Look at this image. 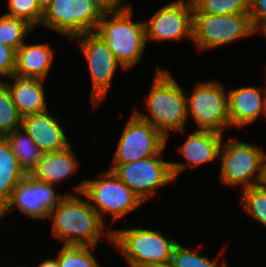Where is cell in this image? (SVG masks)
Masks as SVG:
<instances>
[{
	"mask_svg": "<svg viewBox=\"0 0 266 267\" xmlns=\"http://www.w3.org/2000/svg\"><path fill=\"white\" fill-rule=\"evenodd\" d=\"M26 176L9 142L5 137H0V211L10 200L15 187Z\"/></svg>",
	"mask_w": 266,
	"mask_h": 267,
	"instance_id": "21",
	"label": "cell"
},
{
	"mask_svg": "<svg viewBox=\"0 0 266 267\" xmlns=\"http://www.w3.org/2000/svg\"><path fill=\"white\" fill-rule=\"evenodd\" d=\"M217 259L210 261L207 256H199L196 250L192 252L178 243L173 249L171 263L173 267H228L226 262L219 265Z\"/></svg>",
	"mask_w": 266,
	"mask_h": 267,
	"instance_id": "28",
	"label": "cell"
},
{
	"mask_svg": "<svg viewBox=\"0 0 266 267\" xmlns=\"http://www.w3.org/2000/svg\"><path fill=\"white\" fill-rule=\"evenodd\" d=\"M73 188L88 199L103 221L105 214L110 213L114 222L144 203L112 170L104 171L99 179H85Z\"/></svg>",
	"mask_w": 266,
	"mask_h": 267,
	"instance_id": "5",
	"label": "cell"
},
{
	"mask_svg": "<svg viewBox=\"0 0 266 267\" xmlns=\"http://www.w3.org/2000/svg\"><path fill=\"white\" fill-rule=\"evenodd\" d=\"M16 52L5 44L0 43V76L12 77L15 74ZM0 82H3L0 78Z\"/></svg>",
	"mask_w": 266,
	"mask_h": 267,
	"instance_id": "30",
	"label": "cell"
},
{
	"mask_svg": "<svg viewBox=\"0 0 266 267\" xmlns=\"http://www.w3.org/2000/svg\"><path fill=\"white\" fill-rule=\"evenodd\" d=\"M256 34L249 13L209 15L193 13L192 41L199 51L222 47Z\"/></svg>",
	"mask_w": 266,
	"mask_h": 267,
	"instance_id": "6",
	"label": "cell"
},
{
	"mask_svg": "<svg viewBox=\"0 0 266 267\" xmlns=\"http://www.w3.org/2000/svg\"><path fill=\"white\" fill-rule=\"evenodd\" d=\"M146 98L150 116L135 111L149 122L166 139L172 131L185 132L187 123V98L182 86L168 70L158 69ZM170 132V133H169Z\"/></svg>",
	"mask_w": 266,
	"mask_h": 267,
	"instance_id": "2",
	"label": "cell"
},
{
	"mask_svg": "<svg viewBox=\"0 0 266 267\" xmlns=\"http://www.w3.org/2000/svg\"><path fill=\"white\" fill-rule=\"evenodd\" d=\"M249 15L254 32L266 26V0H250Z\"/></svg>",
	"mask_w": 266,
	"mask_h": 267,
	"instance_id": "31",
	"label": "cell"
},
{
	"mask_svg": "<svg viewBox=\"0 0 266 267\" xmlns=\"http://www.w3.org/2000/svg\"><path fill=\"white\" fill-rule=\"evenodd\" d=\"M132 10L124 3L117 11L102 15L96 30L124 69L141 61L147 45L145 22H134Z\"/></svg>",
	"mask_w": 266,
	"mask_h": 267,
	"instance_id": "3",
	"label": "cell"
},
{
	"mask_svg": "<svg viewBox=\"0 0 266 267\" xmlns=\"http://www.w3.org/2000/svg\"><path fill=\"white\" fill-rule=\"evenodd\" d=\"M260 31V33H263V35L266 37V26L261 27L258 32Z\"/></svg>",
	"mask_w": 266,
	"mask_h": 267,
	"instance_id": "37",
	"label": "cell"
},
{
	"mask_svg": "<svg viewBox=\"0 0 266 267\" xmlns=\"http://www.w3.org/2000/svg\"><path fill=\"white\" fill-rule=\"evenodd\" d=\"M52 233L64 245L95 246L105 236V221L90 205L88 199L65 193L58 205L49 213Z\"/></svg>",
	"mask_w": 266,
	"mask_h": 267,
	"instance_id": "1",
	"label": "cell"
},
{
	"mask_svg": "<svg viewBox=\"0 0 266 267\" xmlns=\"http://www.w3.org/2000/svg\"><path fill=\"white\" fill-rule=\"evenodd\" d=\"M103 15L117 11L128 0H88Z\"/></svg>",
	"mask_w": 266,
	"mask_h": 267,
	"instance_id": "32",
	"label": "cell"
},
{
	"mask_svg": "<svg viewBox=\"0 0 266 267\" xmlns=\"http://www.w3.org/2000/svg\"><path fill=\"white\" fill-rule=\"evenodd\" d=\"M74 39L79 42L80 50L89 66L93 106L99 107L100 102L107 97L117 67L120 66L122 70L124 68L113 55L107 43L96 32L79 35L70 41Z\"/></svg>",
	"mask_w": 266,
	"mask_h": 267,
	"instance_id": "10",
	"label": "cell"
},
{
	"mask_svg": "<svg viewBox=\"0 0 266 267\" xmlns=\"http://www.w3.org/2000/svg\"><path fill=\"white\" fill-rule=\"evenodd\" d=\"M54 51L46 43L24 44L16 51L15 74L19 77L45 79L53 63Z\"/></svg>",
	"mask_w": 266,
	"mask_h": 267,
	"instance_id": "20",
	"label": "cell"
},
{
	"mask_svg": "<svg viewBox=\"0 0 266 267\" xmlns=\"http://www.w3.org/2000/svg\"><path fill=\"white\" fill-rule=\"evenodd\" d=\"M11 149L19 161L22 170L30 175L37 167L44 152L37 146L35 141L21 127L5 136Z\"/></svg>",
	"mask_w": 266,
	"mask_h": 267,
	"instance_id": "22",
	"label": "cell"
},
{
	"mask_svg": "<svg viewBox=\"0 0 266 267\" xmlns=\"http://www.w3.org/2000/svg\"><path fill=\"white\" fill-rule=\"evenodd\" d=\"M105 237L123 254L130 267L171 261L173 249L178 244L173 237L163 236L150 228H109Z\"/></svg>",
	"mask_w": 266,
	"mask_h": 267,
	"instance_id": "4",
	"label": "cell"
},
{
	"mask_svg": "<svg viewBox=\"0 0 266 267\" xmlns=\"http://www.w3.org/2000/svg\"><path fill=\"white\" fill-rule=\"evenodd\" d=\"M95 246L63 245L58 251L60 267H101L93 255Z\"/></svg>",
	"mask_w": 266,
	"mask_h": 267,
	"instance_id": "25",
	"label": "cell"
},
{
	"mask_svg": "<svg viewBox=\"0 0 266 267\" xmlns=\"http://www.w3.org/2000/svg\"><path fill=\"white\" fill-rule=\"evenodd\" d=\"M102 15L88 0H53L43 14L41 25L71 40L96 32Z\"/></svg>",
	"mask_w": 266,
	"mask_h": 267,
	"instance_id": "9",
	"label": "cell"
},
{
	"mask_svg": "<svg viewBox=\"0 0 266 267\" xmlns=\"http://www.w3.org/2000/svg\"><path fill=\"white\" fill-rule=\"evenodd\" d=\"M262 89L264 88L248 86L232 88L227 93L230 127L235 126L239 131L262 115L266 100V89L264 92Z\"/></svg>",
	"mask_w": 266,
	"mask_h": 267,
	"instance_id": "17",
	"label": "cell"
},
{
	"mask_svg": "<svg viewBox=\"0 0 266 267\" xmlns=\"http://www.w3.org/2000/svg\"><path fill=\"white\" fill-rule=\"evenodd\" d=\"M263 149L237 139L222 142L219 150L221 182L241 189L258 185Z\"/></svg>",
	"mask_w": 266,
	"mask_h": 267,
	"instance_id": "7",
	"label": "cell"
},
{
	"mask_svg": "<svg viewBox=\"0 0 266 267\" xmlns=\"http://www.w3.org/2000/svg\"><path fill=\"white\" fill-rule=\"evenodd\" d=\"M224 134L210 131L196 129L183 144L178 147L179 152L184 156V162H170L171 172L174 179L181 172L185 171L186 167L196 168L202 164L219 160V150L222 144Z\"/></svg>",
	"mask_w": 266,
	"mask_h": 267,
	"instance_id": "15",
	"label": "cell"
},
{
	"mask_svg": "<svg viewBox=\"0 0 266 267\" xmlns=\"http://www.w3.org/2000/svg\"><path fill=\"white\" fill-rule=\"evenodd\" d=\"M37 267H60L57 258L46 259L42 261Z\"/></svg>",
	"mask_w": 266,
	"mask_h": 267,
	"instance_id": "34",
	"label": "cell"
},
{
	"mask_svg": "<svg viewBox=\"0 0 266 267\" xmlns=\"http://www.w3.org/2000/svg\"><path fill=\"white\" fill-rule=\"evenodd\" d=\"M262 115H264L266 117V100H265V104H264Z\"/></svg>",
	"mask_w": 266,
	"mask_h": 267,
	"instance_id": "38",
	"label": "cell"
},
{
	"mask_svg": "<svg viewBox=\"0 0 266 267\" xmlns=\"http://www.w3.org/2000/svg\"><path fill=\"white\" fill-rule=\"evenodd\" d=\"M55 185L35 180L27 175L13 190L8 203L0 211V218L17 208L34 220L47 219L65 194L58 195Z\"/></svg>",
	"mask_w": 266,
	"mask_h": 267,
	"instance_id": "13",
	"label": "cell"
},
{
	"mask_svg": "<svg viewBox=\"0 0 266 267\" xmlns=\"http://www.w3.org/2000/svg\"><path fill=\"white\" fill-rule=\"evenodd\" d=\"M32 29L34 27L24 18L3 14L0 17V43L10 46L16 52Z\"/></svg>",
	"mask_w": 266,
	"mask_h": 267,
	"instance_id": "23",
	"label": "cell"
},
{
	"mask_svg": "<svg viewBox=\"0 0 266 267\" xmlns=\"http://www.w3.org/2000/svg\"><path fill=\"white\" fill-rule=\"evenodd\" d=\"M134 267H173L171 261L159 262V263H147L143 265H138Z\"/></svg>",
	"mask_w": 266,
	"mask_h": 267,
	"instance_id": "35",
	"label": "cell"
},
{
	"mask_svg": "<svg viewBox=\"0 0 266 267\" xmlns=\"http://www.w3.org/2000/svg\"><path fill=\"white\" fill-rule=\"evenodd\" d=\"M191 96H187V116L199 126L198 130H210L224 134L230 127L228 95L218 81L198 82Z\"/></svg>",
	"mask_w": 266,
	"mask_h": 267,
	"instance_id": "8",
	"label": "cell"
},
{
	"mask_svg": "<svg viewBox=\"0 0 266 267\" xmlns=\"http://www.w3.org/2000/svg\"><path fill=\"white\" fill-rule=\"evenodd\" d=\"M22 117L19 115L7 84L0 82V137L21 128Z\"/></svg>",
	"mask_w": 266,
	"mask_h": 267,
	"instance_id": "26",
	"label": "cell"
},
{
	"mask_svg": "<svg viewBox=\"0 0 266 267\" xmlns=\"http://www.w3.org/2000/svg\"><path fill=\"white\" fill-rule=\"evenodd\" d=\"M53 0H37L40 9L45 12Z\"/></svg>",
	"mask_w": 266,
	"mask_h": 267,
	"instance_id": "36",
	"label": "cell"
},
{
	"mask_svg": "<svg viewBox=\"0 0 266 267\" xmlns=\"http://www.w3.org/2000/svg\"><path fill=\"white\" fill-rule=\"evenodd\" d=\"M80 162L71 144L60 151L44 153L30 176L35 180L56 185L76 173Z\"/></svg>",
	"mask_w": 266,
	"mask_h": 267,
	"instance_id": "19",
	"label": "cell"
},
{
	"mask_svg": "<svg viewBox=\"0 0 266 267\" xmlns=\"http://www.w3.org/2000/svg\"><path fill=\"white\" fill-rule=\"evenodd\" d=\"M11 79L13 83L4 82L10 90L13 103L21 117L48 110L43 86L44 79L16 75H13Z\"/></svg>",
	"mask_w": 266,
	"mask_h": 267,
	"instance_id": "18",
	"label": "cell"
},
{
	"mask_svg": "<svg viewBox=\"0 0 266 267\" xmlns=\"http://www.w3.org/2000/svg\"><path fill=\"white\" fill-rule=\"evenodd\" d=\"M145 22L146 40L167 41L192 40L193 3L192 0H176L160 7Z\"/></svg>",
	"mask_w": 266,
	"mask_h": 267,
	"instance_id": "14",
	"label": "cell"
},
{
	"mask_svg": "<svg viewBox=\"0 0 266 267\" xmlns=\"http://www.w3.org/2000/svg\"><path fill=\"white\" fill-rule=\"evenodd\" d=\"M243 209L266 227V187L255 185L240 191Z\"/></svg>",
	"mask_w": 266,
	"mask_h": 267,
	"instance_id": "27",
	"label": "cell"
},
{
	"mask_svg": "<svg viewBox=\"0 0 266 267\" xmlns=\"http://www.w3.org/2000/svg\"><path fill=\"white\" fill-rule=\"evenodd\" d=\"M109 170L124 182L142 201L148 200L156 190L174 181L171 163L154 155L129 163H113Z\"/></svg>",
	"mask_w": 266,
	"mask_h": 267,
	"instance_id": "11",
	"label": "cell"
},
{
	"mask_svg": "<svg viewBox=\"0 0 266 267\" xmlns=\"http://www.w3.org/2000/svg\"><path fill=\"white\" fill-rule=\"evenodd\" d=\"M258 185L266 187V153L263 151L262 161H261V174L260 181Z\"/></svg>",
	"mask_w": 266,
	"mask_h": 267,
	"instance_id": "33",
	"label": "cell"
},
{
	"mask_svg": "<svg viewBox=\"0 0 266 267\" xmlns=\"http://www.w3.org/2000/svg\"><path fill=\"white\" fill-rule=\"evenodd\" d=\"M193 13L227 15L249 13L250 0H192Z\"/></svg>",
	"mask_w": 266,
	"mask_h": 267,
	"instance_id": "24",
	"label": "cell"
},
{
	"mask_svg": "<svg viewBox=\"0 0 266 267\" xmlns=\"http://www.w3.org/2000/svg\"><path fill=\"white\" fill-rule=\"evenodd\" d=\"M21 127L44 153L57 152L70 145L57 118L48 110L22 117Z\"/></svg>",
	"mask_w": 266,
	"mask_h": 267,
	"instance_id": "16",
	"label": "cell"
},
{
	"mask_svg": "<svg viewBox=\"0 0 266 267\" xmlns=\"http://www.w3.org/2000/svg\"><path fill=\"white\" fill-rule=\"evenodd\" d=\"M8 8L9 12L5 14L24 18L33 27L41 25L44 12L37 0H8Z\"/></svg>",
	"mask_w": 266,
	"mask_h": 267,
	"instance_id": "29",
	"label": "cell"
},
{
	"mask_svg": "<svg viewBox=\"0 0 266 267\" xmlns=\"http://www.w3.org/2000/svg\"><path fill=\"white\" fill-rule=\"evenodd\" d=\"M166 142L158 130L134 111L119 138L113 163H129L161 155Z\"/></svg>",
	"mask_w": 266,
	"mask_h": 267,
	"instance_id": "12",
	"label": "cell"
}]
</instances>
